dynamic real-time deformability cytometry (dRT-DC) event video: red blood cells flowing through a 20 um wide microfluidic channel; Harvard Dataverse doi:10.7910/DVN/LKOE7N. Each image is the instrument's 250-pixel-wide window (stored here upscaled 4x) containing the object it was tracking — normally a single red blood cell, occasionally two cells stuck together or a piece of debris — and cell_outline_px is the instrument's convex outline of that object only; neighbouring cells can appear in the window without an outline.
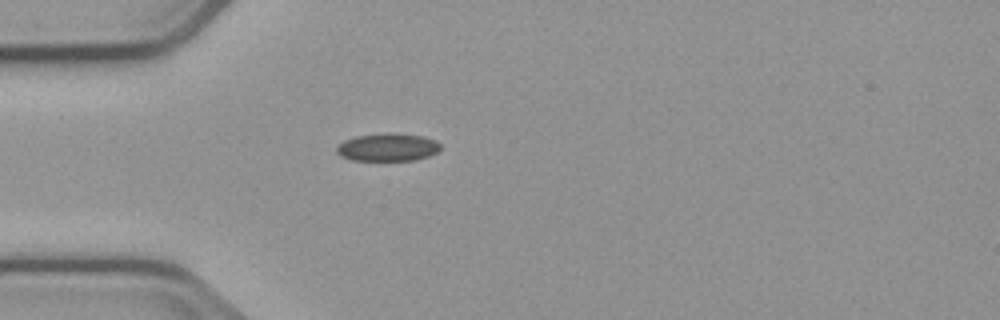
{"species": "common noctule bat (a hibernating species)", "species_latin": "Nyctalus noctula", "temperature_condition": "cold", "stored_images_in_passage": 5, "camera_frame_rate_fps": 3000, "um_per_image_px": 0.085, "animal": {"sex": "male", "body_mass_g": 23.1, "forearm_length_mm": 52.7}, "frame": {"image": 1, "passage_image": 5, "time_ms": 4.667, "image_size_px": [1000, 320], "cell_outline_px": [[440, 148], [436, 152], [428, 156], [412, 160], [352, 160], [340, 156], [336, 152], [336, 148], [344, 140], [356, 136], [388, 132], [392, 132], [420, 136], [436, 140], [440, 144]], "centroid_in_image_um": [32.93, 12.51], "position_along_channel_um": 52.1, "area_um2": 16.76}}